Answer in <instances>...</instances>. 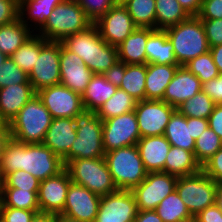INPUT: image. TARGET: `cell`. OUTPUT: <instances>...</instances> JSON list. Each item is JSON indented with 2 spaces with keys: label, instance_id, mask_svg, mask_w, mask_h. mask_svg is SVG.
<instances>
[{
  "label": "cell",
  "instance_id": "cell-1",
  "mask_svg": "<svg viewBox=\"0 0 222 222\" xmlns=\"http://www.w3.org/2000/svg\"><path fill=\"white\" fill-rule=\"evenodd\" d=\"M4 178L17 170L27 171L40 181L57 175L65 165L43 143L25 144L11 138L1 156Z\"/></svg>",
  "mask_w": 222,
  "mask_h": 222
},
{
  "label": "cell",
  "instance_id": "cell-2",
  "mask_svg": "<svg viewBox=\"0 0 222 222\" xmlns=\"http://www.w3.org/2000/svg\"><path fill=\"white\" fill-rule=\"evenodd\" d=\"M61 43L83 59L94 74H103L119 61L117 47L101 38L94 23L84 31L67 36Z\"/></svg>",
  "mask_w": 222,
  "mask_h": 222
},
{
  "label": "cell",
  "instance_id": "cell-3",
  "mask_svg": "<svg viewBox=\"0 0 222 222\" xmlns=\"http://www.w3.org/2000/svg\"><path fill=\"white\" fill-rule=\"evenodd\" d=\"M73 119L77 137L70 151L62 158L63 164L73 159L104 157L103 121L96 115V111L83 109Z\"/></svg>",
  "mask_w": 222,
  "mask_h": 222
},
{
  "label": "cell",
  "instance_id": "cell-4",
  "mask_svg": "<svg viewBox=\"0 0 222 222\" xmlns=\"http://www.w3.org/2000/svg\"><path fill=\"white\" fill-rule=\"evenodd\" d=\"M164 30L173 44L174 56L179 66H184L192 59L210 51L203 23L198 16H190Z\"/></svg>",
  "mask_w": 222,
  "mask_h": 222
},
{
  "label": "cell",
  "instance_id": "cell-5",
  "mask_svg": "<svg viewBox=\"0 0 222 222\" xmlns=\"http://www.w3.org/2000/svg\"><path fill=\"white\" fill-rule=\"evenodd\" d=\"M52 119L51 114L36 95L9 123L12 138L25 144L42 143Z\"/></svg>",
  "mask_w": 222,
  "mask_h": 222
},
{
  "label": "cell",
  "instance_id": "cell-6",
  "mask_svg": "<svg viewBox=\"0 0 222 222\" xmlns=\"http://www.w3.org/2000/svg\"><path fill=\"white\" fill-rule=\"evenodd\" d=\"M92 21L76 0H65L52 11L37 35L49 41H62L67 36L86 30Z\"/></svg>",
  "mask_w": 222,
  "mask_h": 222
},
{
  "label": "cell",
  "instance_id": "cell-7",
  "mask_svg": "<svg viewBox=\"0 0 222 222\" xmlns=\"http://www.w3.org/2000/svg\"><path fill=\"white\" fill-rule=\"evenodd\" d=\"M104 159L118 190H132L147 175L136 145L106 152Z\"/></svg>",
  "mask_w": 222,
  "mask_h": 222
},
{
  "label": "cell",
  "instance_id": "cell-8",
  "mask_svg": "<svg viewBox=\"0 0 222 222\" xmlns=\"http://www.w3.org/2000/svg\"><path fill=\"white\" fill-rule=\"evenodd\" d=\"M72 183L84 186L91 192L104 196L118 190L104 157L73 159L65 164Z\"/></svg>",
  "mask_w": 222,
  "mask_h": 222
},
{
  "label": "cell",
  "instance_id": "cell-9",
  "mask_svg": "<svg viewBox=\"0 0 222 222\" xmlns=\"http://www.w3.org/2000/svg\"><path fill=\"white\" fill-rule=\"evenodd\" d=\"M217 183L202 170L191 176L178 177L176 191L195 217L208 206L215 204Z\"/></svg>",
  "mask_w": 222,
  "mask_h": 222
},
{
  "label": "cell",
  "instance_id": "cell-10",
  "mask_svg": "<svg viewBox=\"0 0 222 222\" xmlns=\"http://www.w3.org/2000/svg\"><path fill=\"white\" fill-rule=\"evenodd\" d=\"M60 41H49L41 37V51L28 75L36 92L60 84Z\"/></svg>",
  "mask_w": 222,
  "mask_h": 222
},
{
  "label": "cell",
  "instance_id": "cell-11",
  "mask_svg": "<svg viewBox=\"0 0 222 222\" xmlns=\"http://www.w3.org/2000/svg\"><path fill=\"white\" fill-rule=\"evenodd\" d=\"M178 177L166 172H147L146 178L131 192L138 211L155 210L160 202L176 190Z\"/></svg>",
  "mask_w": 222,
  "mask_h": 222
},
{
  "label": "cell",
  "instance_id": "cell-12",
  "mask_svg": "<svg viewBox=\"0 0 222 222\" xmlns=\"http://www.w3.org/2000/svg\"><path fill=\"white\" fill-rule=\"evenodd\" d=\"M141 138L135 111L103 120V147L109 152L136 145Z\"/></svg>",
  "mask_w": 222,
  "mask_h": 222
},
{
  "label": "cell",
  "instance_id": "cell-13",
  "mask_svg": "<svg viewBox=\"0 0 222 222\" xmlns=\"http://www.w3.org/2000/svg\"><path fill=\"white\" fill-rule=\"evenodd\" d=\"M177 108L162 100L137 101L135 115L142 137L164 135L166 126Z\"/></svg>",
  "mask_w": 222,
  "mask_h": 222
},
{
  "label": "cell",
  "instance_id": "cell-14",
  "mask_svg": "<svg viewBox=\"0 0 222 222\" xmlns=\"http://www.w3.org/2000/svg\"><path fill=\"white\" fill-rule=\"evenodd\" d=\"M52 118H74L84 107L81 94L61 84L37 92Z\"/></svg>",
  "mask_w": 222,
  "mask_h": 222
},
{
  "label": "cell",
  "instance_id": "cell-15",
  "mask_svg": "<svg viewBox=\"0 0 222 222\" xmlns=\"http://www.w3.org/2000/svg\"><path fill=\"white\" fill-rule=\"evenodd\" d=\"M94 24L98 28L101 38L115 47L120 45L137 28L122 3L113 5Z\"/></svg>",
  "mask_w": 222,
  "mask_h": 222
},
{
  "label": "cell",
  "instance_id": "cell-16",
  "mask_svg": "<svg viewBox=\"0 0 222 222\" xmlns=\"http://www.w3.org/2000/svg\"><path fill=\"white\" fill-rule=\"evenodd\" d=\"M137 214L138 207L131 190H117L101 196L94 222H133Z\"/></svg>",
  "mask_w": 222,
  "mask_h": 222
},
{
  "label": "cell",
  "instance_id": "cell-17",
  "mask_svg": "<svg viewBox=\"0 0 222 222\" xmlns=\"http://www.w3.org/2000/svg\"><path fill=\"white\" fill-rule=\"evenodd\" d=\"M71 183L72 181L65 168L57 175L40 181L37 194L40 212L61 214Z\"/></svg>",
  "mask_w": 222,
  "mask_h": 222
},
{
  "label": "cell",
  "instance_id": "cell-18",
  "mask_svg": "<svg viewBox=\"0 0 222 222\" xmlns=\"http://www.w3.org/2000/svg\"><path fill=\"white\" fill-rule=\"evenodd\" d=\"M100 201L101 196L91 192L84 186L71 183L61 214L80 222H94Z\"/></svg>",
  "mask_w": 222,
  "mask_h": 222
},
{
  "label": "cell",
  "instance_id": "cell-19",
  "mask_svg": "<svg viewBox=\"0 0 222 222\" xmlns=\"http://www.w3.org/2000/svg\"><path fill=\"white\" fill-rule=\"evenodd\" d=\"M60 84L82 95L94 73L77 54L60 47Z\"/></svg>",
  "mask_w": 222,
  "mask_h": 222
},
{
  "label": "cell",
  "instance_id": "cell-20",
  "mask_svg": "<svg viewBox=\"0 0 222 222\" xmlns=\"http://www.w3.org/2000/svg\"><path fill=\"white\" fill-rule=\"evenodd\" d=\"M200 91H202V83L197 76L185 66H179L166 88L162 101L177 108Z\"/></svg>",
  "mask_w": 222,
  "mask_h": 222
},
{
  "label": "cell",
  "instance_id": "cell-21",
  "mask_svg": "<svg viewBox=\"0 0 222 222\" xmlns=\"http://www.w3.org/2000/svg\"><path fill=\"white\" fill-rule=\"evenodd\" d=\"M76 137L73 118H53L42 143L62 159Z\"/></svg>",
  "mask_w": 222,
  "mask_h": 222
},
{
  "label": "cell",
  "instance_id": "cell-22",
  "mask_svg": "<svg viewBox=\"0 0 222 222\" xmlns=\"http://www.w3.org/2000/svg\"><path fill=\"white\" fill-rule=\"evenodd\" d=\"M136 146L147 172H165V161L171 144L164 135L142 137Z\"/></svg>",
  "mask_w": 222,
  "mask_h": 222
},
{
  "label": "cell",
  "instance_id": "cell-23",
  "mask_svg": "<svg viewBox=\"0 0 222 222\" xmlns=\"http://www.w3.org/2000/svg\"><path fill=\"white\" fill-rule=\"evenodd\" d=\"M37 92L31 83L13 84L0 88V112L10 123L21 108L30 101Z\"/></svg>",
  "mask_w": 222,
  "mask_h": 222
},
{
  "label": "cell",
  "instance_id": "cell-24",
  "mask_svg": "<svg viewBox=\"0 0 222 222\" xmlns=\"http://www.w3.org/2000/svg\"><path fill=\"white\" fill-rule=\"evenodd\" d=\"M153 28L137 27L117 46L118 59L125 64H147L146 43Z\"/></svg>",
  "mask_w": 222,
  "mask_h": 222
},
{
  "label": "cell",
  "instance_id": "cell-25",
  "mask_svg": "<svg viewBox=\"0 0 222 222\" xmlns=\"http://www.w3.org/2000/svg\"><path fill=\"white\" fill-rule=\"evenodd\" d=\"M178 64H147L145 100H162Z\"/></svg>",
  "mask_w": 222,
  "mask_h": 222
},
{
  "label": "cell",
  "instance_id": "cell-26",
  "mask_svg": "<svg viewBox=\"0 0 222 222\" xmlns=\"http://www.w3.org/2000/svg\"><path fill=\"white\" fill-rule=\"evenodd\" d=\"M147 64H178L174 56V47L166 31L155 29L148 37L146 47Z\"/></svg>",
  "mask_w": 222,
  "mask_h": 222
},
{
  "label": "cell",
  "instance_id": "cell-27",
  "mask_svg": "<svg viewBox=\"0 0 222 222\" xmlns=\"http://www.w3.org/2000/svg\"><path fill=\"white\" fill-rule=\"evenodd\" d=\"M201 171V165L194 153L186 149L172 146L165 161V172L176 177L191 176Z\"/></svg>",
  "mask_w": 222,
  "mask_h": 222
},
{
  "label": "cell",
  "instance_id": "cell-28",
  "mask_svg": "<svg viewBox=\"0 0 222 222\" xmlns=\"http://www.w3.org/2000/svg\"><path fill=\"white\" fill-rule=\"evenodd\" d=\"M117 89L103 74H94L81 95L84 109L97 111Z\"/></svg>",
  "mask_w": 222,
  "mask_h": 222
},
{
  "label": "cell",
  "instance_id": "cell-29",
  "mask_svg": "<svg viewBox=\"0 0 222 222\" xmlns=\"http://www.w3.org/2000/svg\"><path fill=\"white\" fill-rule=\"evenodd\" d=\"M190 117L176 110L168 122L164 136L175 147H180L194 153L195 139L190 136Z\"/></svg>",
  "mask_w": 222,
  "mask_h": 222
},
{
  "label": "cell",
  "instance_id": "cell-30",
  "mask_svg": "<svg viewBox=\"0 0 222 222\" xmlns=\"http://www.w3.org/2000/svg\"><path fill=\"white\" fill-rule=\"evenodd\" d=\"M31 26L33 25H30V27L26 26L20 18L0 26V51L7 56H11L34 35V30L31 29L30 31Z\"/></svg>",
  "mask_w": 222,
  "mask_h": 222
},
{
  "label": "cell",
  "instance_id": "cell-31",
  "mask_svg": "<svg viewBox=\"0 0 222 222\" xmlns=\"http://www.w3.org/2000/svg\"><path fill=\"white\" fill-rule=\"evenodd\" d=\"M64 1L65 0H29L19 7V18L28 27V20L33 22L35 25L34 30L37 32V30H40L45 25L56 6ZM25 15H27L28 18Z\"/></svg>",
  "mask_w": 222,
  "mask_h": 222
},
{
  "label": "cell",
  "instance_id": "cell-32",
  "mask_svg": "<svg viewBox=\"0 0 222 222\" xmlns=\"http://www.w3.org/2000/svg\"><path fill=\"white\" fill-rule=\"evenodd\" d=\"M155 29H166L190 17L178 0H155Z\"/></svg>",
  "mask_w": 222,
  "mask_h": 222
},
{
  "label": "cell",
  "instance_id": "cell-33",
  "mask_svg": "<svg viewBox=\"0 0 222 222\" xmlns=\"http://www.w3.org/2000/svg\"><path fill=\"white\" fill-rule=\"evenodd\" d=\"M147 64H126L119 89L126 91L136 101L145 100Z\"/></svg>",
  "mask_w": 222,
  "mask_h": 222
},
{
  "label": "cell",
  "instance_id": "cell-34",
  "mask_svg": "<svg viewBox=\"0 0 222 222\" xmlns=\"http://www.w3.org/2000/svg\"><path fill=\"white\" fill-rule=\"evenodd\" d=\"M137 101L126 91L117 89L96 111V115L103 121L135 110Z\"/></svg>",
  "mask_w": 222,
  "mask_h": 222
},
{
  "label": "cell",
  "instance_id": "cell-35",
  "mask_svg": "<svg viewBox=\"0 0 222 222\" xmlns=\"http://www.w3.org/2000/svg\"><path fill=\"white\" fill-rule=\"evenodd\" d=\"M155 211L163 222H183L194 218L176 190L165 197Z\"/></svg>",
  "mask_w": 222,
  "mask_h": 222
},
{
  "label": "cell",
  "instance_id": "cell-36",
  "mask_svg": "<svg viewBox=\"0 0 222 222\" xmlns=\"http://www.w3.org/2000/svg\"><path fill=\"white\" fill-rule=\"evenodd\" d=\"M38 190L0 188V201L7 207L25 210H39Z\"/></svg>",
  "mask_w": 222,
  "mask_h": 222
},
{
  "label": "cell",
  "instance_id": "cell-37",
  "mask_svg": "<svg viewBox=\"0 0 222 222\" xmlns=\"http://www.w3.org/2000/svg\"><path fill=\"white\" fill-rule=\"evenodd\" d=\"M122 4L137 27L155 29V0H125Z\"/></svg>",
  "mask_w": 222,
  "mask_h": 222
},
{
  "label": "cell",
  "instance_id": "cell-38",
  "mask_svg": "<svg viewBox=\"0 0 222 222\" xmlns=\"http://www.w3.org/2000/svg\"><path fill=\"white\" fill-rule=\"evenodd\" d=\"M41 51V36L34 33L10 58L26 74H30Z\"/></svg>",
  "mask_w": 222,
  "mask_h": 222
},
{
  "label": "cell",
  "instance_id": "cell-39",
  "mask_svg": "<svg viewBox=\"0 0 222 222\" xmlns=\"http://www.w3.org/2000/svg\"><path fill=\"white\" fill-rule=\"evenodd\" d=\"M215 102L203 91L189 98L177 107V110L186 117L208 119Z\"/></svg>",
  "mask_w": 222,
  "mask_h": 222
},
{
  "label": "cell",
  "instance_id": "cell-40",
  "mask_svg": "<svg viewBox=\"0 0 222 222\" xmlns=\"http://www.w3.org/2000/svg\"><path fill=\"white\" fill-rule=\"evenodd\" d=\"M221 148L222 140L210 127H207L195 140V159L202 166Z\"/></svg>",
  "mask_w": 222,
  "mask_h": 222
},
{
  "label": "cell",
  "instance_id": "cell-41",
  "mask_svg": "<svg viewBox=\"0 0 222 222\" xmlns=\"http://www.w3.org/2000/svg\"><path fill=\"white\" fill-rule=\"evenodd\" d=\"M184 66L197 76L202 84L216 78L220 74L210 51L192 59Z\"/></svg>",
  "mask_w": 222,
  "mask_h": 222
},
{
  "label": "cell",
  "instance_id": "cell-42",
  "mask_svg": "<svg viewBox=\"0 0 222 222\" xmlns=\"http://www.w3.org/2000/svg\"><path fill=\"white\" fill-rule=\"evenodd\" d=\"M23 83H30L28 74L20 69L8 56L0 65V88Z\"/></svg>",
  "mask_w": 222,
  "mask_h": 222
},
{
  "label": "cell",
  "instance_id": "cell-43",
  "mask_svg": "<svg viewBox=\"0 0 222 222\" xmlns=\"http://www.w3.org/2000/svg\"><path fill=\"white\" fill-rule=\"evenodd\" d=\"M40 180L27 171L17 170L8 174L0 188H20L21 190H39Z\"/></svg>",
  "mask_w": 222,
  "mask_h": 222
},
{
  "label": "cell",
  "instance_id": "cell-44",
  "mask_svg": "<svg viewBox=\"0 0 222 222\" xmlns=\"http://www.w3.org/2000/svg\"><path fill=\"white\" fill-rule=\"evenodd\" d=\"M85 15L95 23L116 3L113 0H76Z\"/></svg>",
  "mask_w": 222,
  "mask_h": 222
},
{
  "label": "cell",
  "instance_id": "cell-45",
  "mask_svg": "<svg viewBox=\"0 0 222 222\" xmlns=\"http://www.w3.org/2000/svg\"><path fill=\"white\" fill-rule=\"evenodd\" d=\"M40 210H25L5 206L0 201V218L3 222H31Z\"/></svg>",
  "mask_w": 222,
  "mask_h": 222
},
{
  "label": "cell",
  "instance_id": "cell-46",
  "mask_svg": "<svg viewBox=\"0 0 222 222\" xmlns=\"http://www.w3.org/2000/svg\"><path fill=\"white\" fill-rule=\"evenodd\" d=\"M209 46L222 44V19H201Z\"/></svg>",
  "mask_w": 222,
  "mask_h": 222
},
{
  "label": "cell",
  "instance_id": "cell-47",
  "mask_svg": "<svg viewBox=\"0 0 222 222\" xmlns=\"http://www.w3.org/2000/svg\"><path fill=\"white\" fill-rule=\"evenodd\" d=\"M201 170L216 183H222V148L201 166Z\"/></svg>",
  "mask_w": 222,
  "mask_h": 222
},
{
  "label": "cell",
  "instance_id": "cell-48",
  "mask_svg": "<svg viewBox=\"0 0 222 222\" xmlns=\"http://www.w3.org/2000/svg\"><path fill=\"white\" fill-rule=\"evenodd\" d=\"M19 18V6L16 0H0V26Z\"/></svg>",
  "mask_w": 222,
  "mask_h": 222
},
{
  "label": "cell",
  "instance_id": "cell-49",
  "mask_svg": "<svg viewBox=\"0 0 222 222\" xmlns=\"http://www.w3.org/2000/svg\"><path fill=\"white\" fill-rule=\"evenodd\" d=\"M200 19H222V0H203Z\"/></svg>",
  "mask_w": 222,
  "mask_h": 222
},
{
  "label": "cell",
  "instance_id": "cell-50",
  "mask_svg": "<svg viewBox=\"0 0 222 222\" xmlns=\"http://www.w3.org/2000/svg\"><path fill=\"white\" fill-rule=\"evenodd\" d=\"M202 91L207 94L216 105L222 104V74L203 83Z\"/></svg>",
  "mask_w": 222,
  "mask_h": 222
},
{
  "label": "cell",
  "instance_id": "cell-51",
  "mask_svg": "<svg viewBox=\"0 0 222 222\" xmlns=\"http://www.w3.org/2000/svg\"><path fill=\"white\" fill-rule=\"evenodd\" d=\"M126 64L118 61L109 70L103 73V76L116 87H120L125 73Z\"/></svg>",
  "mask_w": 222,
  "mask_h": 222
},
{
  "label": "cell",
  "instance_id": "cell-52",
  "mask_svg": "<svg viewBox=\"0 0 222 222\" xmlns=\"http://www.w3.org/2000/svg\"><path fill=\"white\" fill-rule=\"evenodd\" d=\"M194 219L196 222H222V211L213 204L198 213Z\"/></svg>",
  "mask_w": 222,
  "mask_h": 222
},
{
  "label": "cell",
  "instance_id": "cell-53",
  "mask_svg": "<svg viewBox=\"0 0 222 222\" xmlns=\"http://www.w3.org/2000/svg\"><path fill=\"white\" fill-rule=\"evenodd\" d=\"M208 126L222 140V104L215 105L212 113L208 118Z\"/></svg>",
  "mask_w": 222,
  "mask_h": 222
},
{
  "label": "cell",
  "instance_id": "cell-54",
  "mask_svg": "<svg viewBox=\"0 0 222 222\" xmlns=\"http://www.w3.org/2000/svg\"><path fill=\"white\" fill-rule=\"evenodd\" d=\"M208 126V119L190 117L191 137L195 140L205 131Z\"/></svg>",
  "mask_w": 222,
  "mask_h": 222
},
{
  "label": "cell",
  "instance_id": "cell-55",
  "mask_svg": "<svg viewBox=\"0 0 222 222\" xmlns=\"http://www.w3.org/2000/svg\"><path fill=\"white\" fill-rule=\"evenodd\" d=\"M178 2L190 16H198L203 0H178Z\"/></svg>",
  "mask_w": 222,
  "mask_h": 222
},
{
  "label": "cell",
  "instance_id": "cell-56",
  "mask_svg": "<svg viewBox=\"0 0 222 222\" xmlns=\"http://www.w3.org/2000/svg\"><path fill=\"white\" fill-rule=\"evenodd\" d=\"M133 222H163L155 210L138 211Z\"/></svg>",
  "mask_w": 222,
  "mask_h": 222
},
{
  "label": "cell",
  "instance_id": "cell-57",
  "mask_svg": "<svg viewBox=\"0 0 222 222\" xmlns=\"http://www.w3.org/2000/svg\"><path fill=\"white\" fill-rule=\"evenodd\" d=\"M210 53L219 73L222 74V44L210 47Z\"/></svg>",
  "mask_w": 222,
  "mask_h": 222
},
{
  "label": "cell",
  "instance_id": "cell-58",
  "mask_svg": "<svg viewBox=\"0 0 222 222\" xmlns=\"http://www.w3.org/2000/svg\"><path fill=\"white\" fill-rule=\"evenodd\" d=\"M31 222H57V214L39 212Z\"/></svg>",
  "mask_w": 222,
  "mask_h": 222
},
{
  "label": "cell",
  "instance_id": "cell-59",
  "mask_svg": "<svg viewBox=\"0 0 222 222\" xmlns=\"http://www.w3.org/2000/svg\"><path fill=\"white\" fill-rule=\"evenodd\" d=\"M11 138L12 135L10 130H0V156H2L5 147Z\"/></svg>",
  "mask_w": 222,
  "mask_h": 222
},
{
  "label": "cell",
  "instance_id": "cell-60",
  "mask_svg": "<svg viewBox=\"0 0 222 222\" xmlns=\"http://www.w3.org/2000/svg\"><path fill=\"white\" fill-rule=\"evenodd\" d=\"M215 205L222 211V183H217Z\"/></svg>",
  "mask_w": 222,
  "mask_h": 222
},
{
  "label": "cell",
  "instance_id": "cell-61",
  "mask_svg": "<svg viewBox=\"0 0 222 222\" xmlns=\"http://www.w3.org/2000/svg\"><path fill=\"white\" fill-rule=\"evenodd\" d=\"M57 222H80L76 219L69 218L62 214H57Z\"/></svg>",
  "mask_w": 222,
  "mask_h": 222
},
{
  "label": "cell",
  "instance_id": "cell-62",
  "mask_svg": "<svg viewBox=\"0 0 222 222\" xmlns=\"http://www.w3.org/2000/svg\"><path fill=\"white\" fill-rule=\"evenodd\" d=\"M0 130H10L8 121L2 116L0 112Z\"/></svg>",
  "mask_w": 222,
  "mask_h": 222
},
{
  "label": "cell",
  "instance_id": "cell-63",
  "mask_svg": "<svg viewBox=\"0 0 222 222\" xmlns=\"http://www.w3.org/2000/svg\"><path fill=\"white\" fill-rule=\"evenodd\" d=\"M4 181V176H3V170H2V162H1V156H0V186Z\"/></svg>",
  "mask_w": 222,
  "mask_h": 222
},
{
  "label": "cell",
  "instance_id": "cell-64",
  "mask_svg": "<svg viewBox=\"0 0 222 222\" xmlns=\"http://www.w3.org/2000/svg\"><path fill=\"white\" fill-rule=\"evenodd\" d=\"M7 55L0 51V65L7 59Z\"/></svg>",
  "mask_w": 222,
  "mask_h": 222
},
{
  "label": "cell",
  "instance_id": "cell-65",
  "mask_svg": "<svg viewBox=\"0 0 222 222\" xmlns=\"http://www.w3.org/2000/svg\"><path fill=\"white\" fill-rule=\"evenodd\" d=\"M29 0H16L18 6L20 7L23 3L28 2Z\"/></svg>",
  "mask_w": 222,
  "mask_h": 222
},
{
  "label": "cell",
  "instance_id": "cell-66",
  "mask_svg": "<svg viewBox=\"0 0 222 222\" xmlns=\"http://www.w3.org/2000/svg\"><path fill=\"white\" fill-rule=\"evenodd\" d=\"M116 4L123 3L125 0H113Z\"/></svg>",
  "mask_w": 222,
  "mask_h": 222
},
{
  "label": "cell",
  "instance_id": "cell-67",
  "mask_svg": "<svg viewBox=\"0 0 222 222\" xmlns=\"http://www.w3.org/2000/svg\"><path fill=\"white\" fill-rule=\"evenodd\" d=\"M183 222H196L194 218L192 219H189V220H186V221H183Z\"/></svg>",
  "mask_w": 222,
  "mask_h": 222
}]
</instances>
